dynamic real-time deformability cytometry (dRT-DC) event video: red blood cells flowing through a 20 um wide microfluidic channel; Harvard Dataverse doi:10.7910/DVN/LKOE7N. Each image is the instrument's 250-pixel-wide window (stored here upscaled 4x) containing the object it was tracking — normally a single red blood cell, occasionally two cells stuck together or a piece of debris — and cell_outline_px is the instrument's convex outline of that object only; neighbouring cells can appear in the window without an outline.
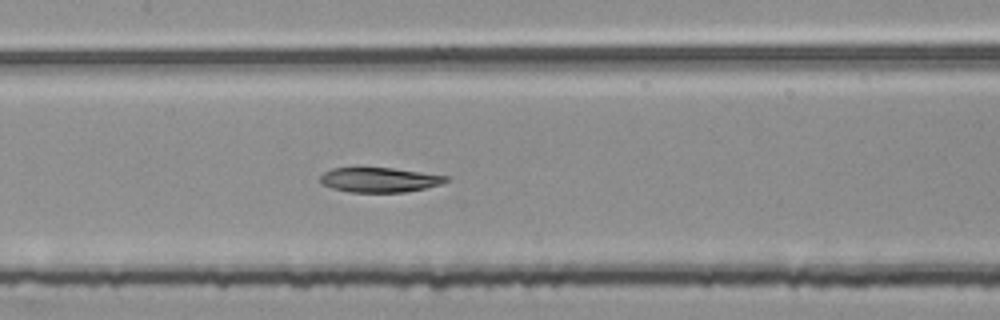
{"species": "common noctule bat (a hibernating species)", "species_latin": "Nyctalus noctula", "temperature_condition": "room temperature", "stored_images_in_passage": 53, "segment_of_instrument_passage": [2, 2], "camera_frame_rate_fps": 3000, "um_per_image_px": 0.085, "animal": {"sex": "female", "body_mass_g": 25.1}, "frame": {"image": 1, "passage_image": 26, "time_ms": 8.333, "image_size_px": [1000, 320], "cell_outline_px": [[448, 180], [440, 184], [424, 188], [404, 192], [348, 192], [332, 188], [324, 184], [320, 180], [320, 176], [324, 172], [332, 168], [392, 168], [448, 176]], "centroid_in_image_um": [32.23, 15.29], "position_along_channel_um": 175.2, "area_um2": 17.86}}
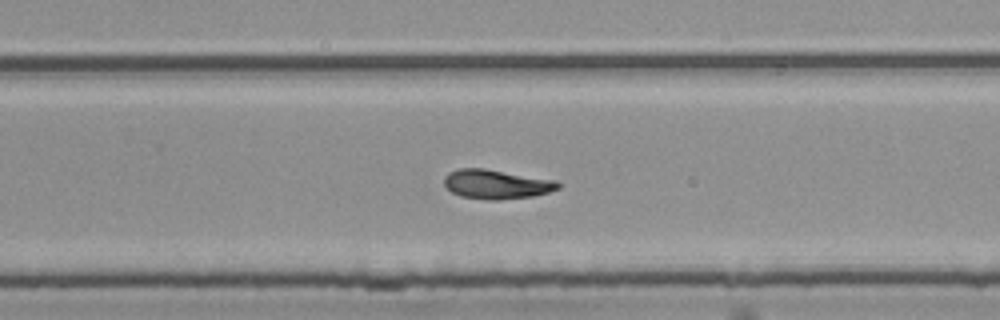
{"frame": {"image": 2, "passage_image": 35, "time_ms": 11.333, "image_size_px": [1000, 320], "cell_outline_px": [[560, 188], [548, 192], [532, 196], [496, 200], [484, 200], [460, 196], [452, 192], [444, 184], [444, 176], [448, 172], [456, 168], [484, 168], [556, 180], [560, 184]], "centroid_in_image_um": [42.16, 15.65], "position_along_channel_um": 287.6, "area_um2": 19.54}}
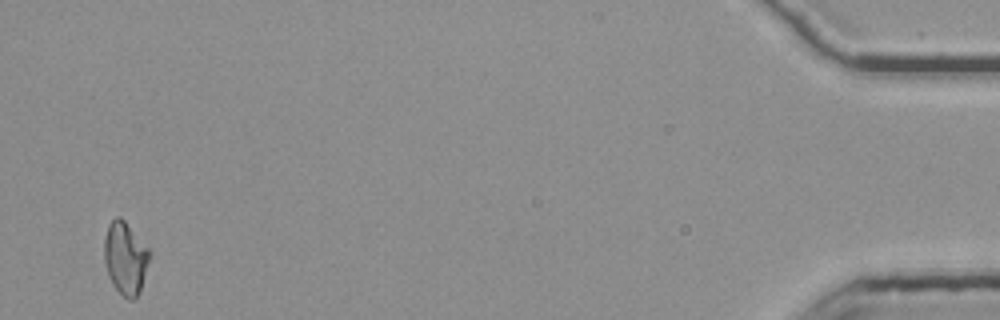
{"frame": {"image": 3, "passage_image": 53, "time_ms": 17.333, "image_size_px": [1000, 320], "cell_outline_px": [[152, 256], [136, 300], [128, 300], [112, 284], [108, 276], [104, 264], [104, 240], [108, 224], [116, 216], [120, 216], [124, 220], [152, 252]], "centroid_in_image_um": [10.67, 21.94], "position_along_channel_um": 424.5, "area_um2": 19.42}}